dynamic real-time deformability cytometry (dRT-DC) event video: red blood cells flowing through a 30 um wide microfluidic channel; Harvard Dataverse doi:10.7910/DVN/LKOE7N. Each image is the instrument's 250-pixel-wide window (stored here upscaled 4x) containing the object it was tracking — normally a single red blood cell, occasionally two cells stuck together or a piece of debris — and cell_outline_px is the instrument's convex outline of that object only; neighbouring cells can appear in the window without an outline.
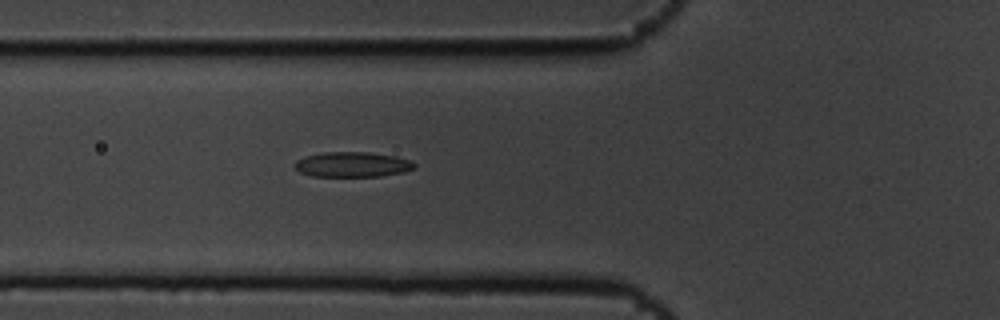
{"species": "common noctule bat (a hibernating species)", "species_latin": "Nyctalus noctula", "temperature_condition": "cold", "stored_images_in_passage": 3, "camera_frame_rate_fps": 3000, "um_per_image_px": 0.085, "animal": {"sex": "male", "body_mass_g": 19.5, "forearm_length_mm": 54.6}, "frame": {"image": 1, "passage_image": 3, "time_ms": 0.667, "image_size_px": [1000, 320], "cell_outline_px": [[416, 164], [412, 168], [404, 172], [380, 176], [312, 176], [300, 172], [296, 168], [296, 160], [304, 156], [324, 152], [368, 152], [396, 156], [412, 160]], "centroid_in_image_um": [29.97, 13.97], "position_along_channel_um": 95.8, "area_um2": 17.46}}